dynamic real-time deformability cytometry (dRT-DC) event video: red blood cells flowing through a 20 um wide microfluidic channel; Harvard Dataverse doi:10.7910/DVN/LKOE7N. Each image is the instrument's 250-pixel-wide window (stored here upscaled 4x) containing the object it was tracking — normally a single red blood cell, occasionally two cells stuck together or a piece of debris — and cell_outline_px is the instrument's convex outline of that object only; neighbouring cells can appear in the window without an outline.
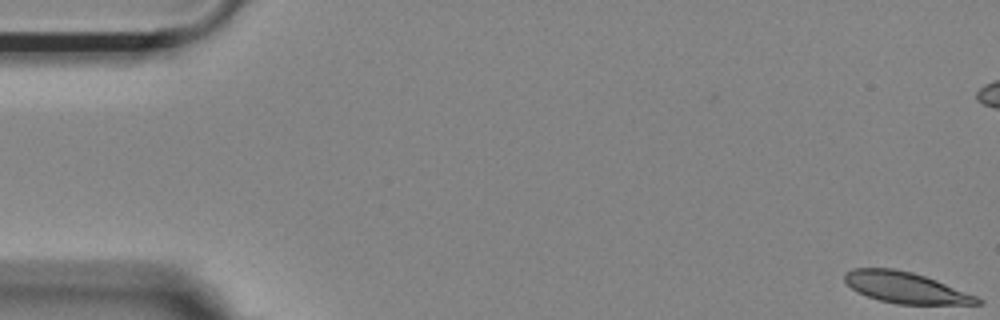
{"species": "Egyptian fruit bat (a non-hibernating species)", "species_latin": "Rousettus aegyptiacus", "temperature_condition": "room temperature", "stored_images_in_passage": 55, "camera_frame_rate_fps": 3000, "um_per_image_px": 0.085, "animal": {"sex": "female"}, "frame": {"image": 1, "passage_image": 1, "time_ms": 0.0, "image_size_px": [1000, 320], "cell_outline_px": [[984, 304], [896, 304], [880, 300], [856, 292], [844, 280], [844, 276], [852, 268], [892, 268], [912, 272], [936, 280], [976, 296], [984, 300]], "centroid_in_image_um": [76.99, 24.45], "position_along_channel_um": 8.0, "area_um2": 23.81}}
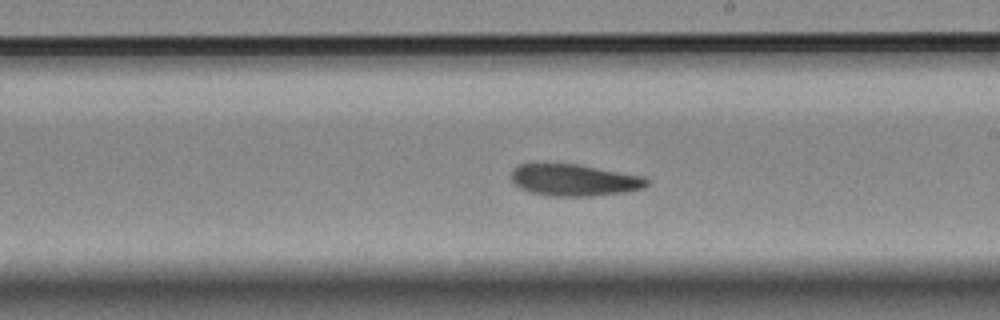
{"frame": {"image": 2, "passage_image": 31, "time_ms": 10.0, "image_size_px": [1000, 320], "cell_outline_px": [[648, 184], [644, 188], [624, 192], [592, 196], [548, 196], [528, 192], [520, 188], [512, 180], [512, 168], [520, 164], [576, 164], [644, 176], [648, 180]], "centroid_in_image_um": [48.8, 15.31], "position_along_channel_um": 240.2, "area_um2": 25.03}}
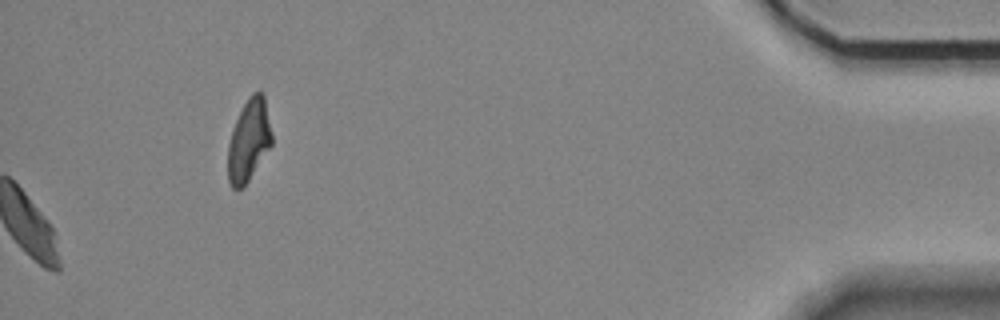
{"frame": {"image": 3, "passage_image": 55, "time_ms": 18.0, "image_size_px": [1000, 320], "cell_outline_px": [[272, 144], [248, 180], [240, 188], [232, 188], [228, 180], [228, 144], [236, 120], [248, 96], [252, 92], [260, 92], [264, 96], [272, 136]], "centroid_in_image_um": [21.14, 11.92], "position_along_channel_um": 414.1, "area_um2": 20.46}, "authors_computed_cell_mechanics": {"area_um2": 25.2008, "velocity_mm_per_s": 3.665, "shape_relaxation_time_tau1_ms": 8.373, "shape_relaxation_time_tau2_ms": 5.3591, "deformation_change_tau1": 0.1668, "deformation_change_tau2": 0.0967}}